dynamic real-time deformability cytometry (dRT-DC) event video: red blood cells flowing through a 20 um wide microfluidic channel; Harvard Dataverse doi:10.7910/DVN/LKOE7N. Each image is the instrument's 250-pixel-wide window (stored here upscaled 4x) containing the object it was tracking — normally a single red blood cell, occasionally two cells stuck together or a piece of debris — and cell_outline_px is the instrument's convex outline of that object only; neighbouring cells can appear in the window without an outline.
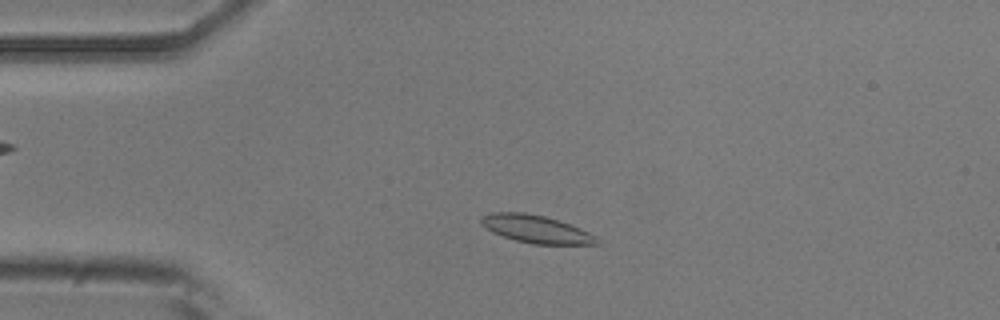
{"species": "common noctule bat (a hibernating species)", "species_latin": "Nyctalus noctula", "temperature_condition": "room temperature", "stored_images_in_passage": 47, "camera_frame_rate_fps": 3000, "um_per_image_px": 0.085, "animal": {"sex": "male", "body_mass_g": 20.5, "forearm_length_mm": 52.5}, "frame": {"image": 1, "passage_image": 6, "time_ms": 1.667, "image_size_px": [1000, 320], "cell_outline_px": [[604, 244], [532, 244], [516, 240], [492, 232], [480, 224], [480, 216], [492, 212], [524, 212], [544, 216], [580, 228], [596, 236]], "centroid_in_image_um": [45.56, 19.47], "position_along_channel_um": 39.4, "area_um2": 18.67}}
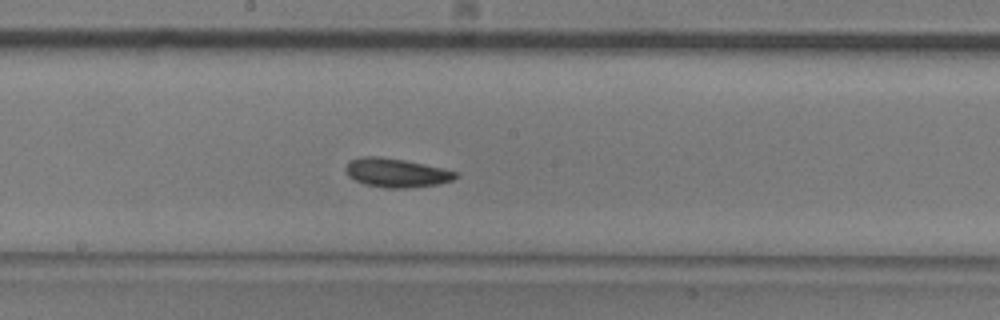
{"frame": {"image": 2, "passage_image": 22, "time_ms": 7.0, "image_size_px": [1000, 320], "cell_outline_px": [[460, 176], [452, 180], [440, 184], [408, 188], [384, 188], [364, 184], [348, 176], [344, 168], [348, 160], [364, 156], [380, 156], [404, 160], [460, 172]], "centroid_in_image_um": [33.69, 14.69], "position_along_channel_um": 214.5, "area_um2": 18.73}}
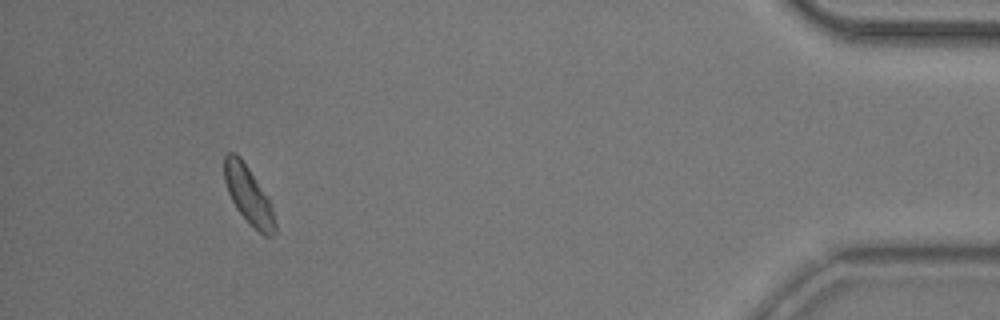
{"frame": {"image": 3, "passage_image": 43, "time_ms": 14.0, "image_size_px": [1000, 320], "cell_outline_px": [[276, 232], [272, 236], [264, 236], [236, 208], [228, 192], [224, 180], [224, 156], [228, 152], [232, 152], [240, 156], [248, 168], [268, 200], [272, 208], [276, 224]], "centroid_in_image_um": [21.1, 16.57], "position_along_channel_um": 414.1, "area_um2": 16.42}, "authors_computed_cell_mechanics": {"area_um2": 17.918, "velocity_mm_per_s": 3.7926, "shape_relaxation_time_tau1_ms": 3.5724, "shape_relaxation_time_tau2_ms": 3.5351, "deformation_change_tau1": 0.0799, "deformation_change_tau2": 0.08}}